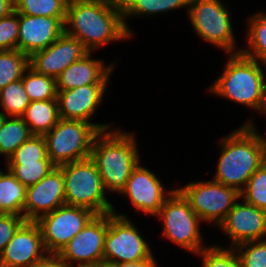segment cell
I'll use <instances>...</instances> for the list:
<instances>
[{
	"label": "cell",
	"mask_w": 266,
	"mask_h": 267,
	"mask_svg": "<svg viewBox=\"0 0 266 267\" xmlns=\"http://www.w3.org/2000/svg\"><path fill=\"white\" fill-rule=\"evenodd\" d=\"M115 65L111 63L105 66L100 59H92L91 52H88L56 78L57 90L74 89L90 84H108Z\"/></svg>",
	"instance_id": "cell-20"
},
{
	"label": "cell",
	"mask_w": 266,
	"mask_h": 267,
	"mask_svg": "<svg viewBox=\"0 0 266 267\" xmlns=\"http://www.w3.org/2000/svg\"><path fill=\"white\" fill-rule=\"evenodd\" d=\"M14 11V0H0V18L7 17Z\"/></svg>",
	"instance_id": "cell-38"
},
{
	"label": "cell",
	"mask_w": 266,
	"mask_h": 267,
	"mask_svg": "<svg viewBox=\"0 0 266 267\" xmlns=\"http://www.w3.org/2000/svg\"><path fill=\"white\" fill-rule=\"evenodd\" d=\"M196 255L201 256L203 267H241L239 257L232 247L207 246Z\"/></svg>",
	"instance_id": "cell-33"
},
{
	"label": "cell",
	"mask_w": 266,
	"mask_h": 267,
	"mask_svg": "<svg viewBox=\"0 0 266 267\" xmlns=\"http://www.w3.org/2000/svg\"><path fill=\"white\" fill-rule=\"evenodd\" d=\"M140 164L139 162L132 170L131 176L120 193L130 199V203L137 211L155 216L175 190L164 189L157 175Z\"/></svg>",
	"instance_id": "cell-13"
},
{
	"label": "cell",
	"mask_w": 266,
	"mask_h": 267,
	"mask_svg": "<svg viewBox=\"0 0 266 267\" xmlns=\"http://www.w3.org/2000/svg\"><path fill=\"white\" fill-rule=\"evenodd\" d=\"M135 135L121 129L100 131L94 138L90 158L94 161L106 191L124 189L132 170L140 162Z\"/></svg>",
	"instance_id": "cell-3"
},
{
	"label": "cell",
	"mask_w": 266,
	"mask_h": 267,
	"mask_svg": "<svg viewBox=\"0 0 266 267\" xmlns=\"http://www.w3.org/2000/svg\"><path fill=\"white\" fill-rule=\"evenodd\" d=\"M69 0H14L18 14L66 18Z\"/></svg>",
	"instance_id": "cell-28"
},
{
	"label": "cell",
	"mask_w": 266,
	"mask_h": 267,
	"mask_svg": "<svg viewBox=\"0 0 266 267\" xmlns=\"http://www.w3.org/2000/svg\"><path fill=\"white\" fill-rule=\"evenodd\" d=\"M4 117L0 127V155L5 161L33 134L22 117Z\"/></svg>",
	"instance_id": "cell-24"
},
{
	"label": "cell",
	"mask_w": 266,
	"mask_h": 267,
	"mask_svg": "<svg viewBox=\"0 0 266 267\" xmlns=\"http://www.w3.org/2000/svg\"><path fill=\"white\" fill-rule=\"evenodd\" d=\"M234 250L241 267H266V239L241 243Z\"/></svg>",
	"instance_id": "cell-34"
},
{
	"label": "cell",
	"mask_w": 266,
	"mask_h": 267,
	"mask_svg": "<svg viewBox=\"0 0 266 267\" xmlns=\"http://www.w3.org/2000/svg\"><path fill=\"white\" fill-rule=\"evenodd\" d=\"M4 117H5L4 114H2V112L0 111V127L2 125Z\"/></svg>",
	"instance_id": "cell-42"
},
{
	"label": "cell",
	"mask_w": 266,
	"mask_h": 267,
	"mask_svg": "<svg viewBox=\"0 0 266 267\" xmlns=\"http://www.w3.org/2000/svg\"><path fill=\"white\" fill-rule=\"evenodd\" d=\"M22 118L33 135H44L60 120L57 99L30 101Z\"/></svg>",
	"instance_id": "cell-21"
},
{
	"label": "cell",
	"mask_w": 266,
	"mask_h": 267,
	"mask_svg": "<svg viewBox=\"0 0 266 267\" xmlns=\"http://www.w3.org/2000/svg\"><path fill=\"white\" fill-rule=\"evenodd\" d=\"M178 190L202 222H212L217 226L241 198L238 190L214 180L191 182Z\"/></svg>",
	"instance_id": "cell-10"
},
{
	"label": "cell",
	"mask_w": 266,
	"mask_h": 267,
	"mask_svg": "<svg viewBox=\"0 0 266 267\" xmlns=\"http://www.w3.org/2000/svg\"><path fill=\"white\" fill-rule=\"evenodd\" d=\"M88 52L77 38L64 32L46 49L34 52L29 57V66L39 74L56 79L68 66Z\"/></svg>",
	"instance_id": "cell-15"
},
{
	"label": "cell",
	"mask_w": 266,
	"mask_h": 267,
	"mask_svg": "<svg viewBox=\"0 0 266 267\" xmlns=\"http://www.w3.org/2000/svg\"><path fill=\"white\" fill-rule=\"evenodd\" d=\"M30 104L22 79L9 83L0 90V107L6 117H22Z\"/></svg>",
	"instance_id": "cell-27"
},
{
	"label": "cell",
	"mask_w": 266,
	"mask_h": 267,
	"mask_svg": "<svg viewBox=\"0 0 266 267\" xmlns=\"http://www.w3.org/2000/svg\"><path fill=\"white\" fill-rule=\"evenodd\" d=\"M257 111L262 112V114H266V80L264 81L261 101Z\"/></svg>",
	"instance_id": "cell-40"
},
{
	"label": "cell",
	"mask_w": 266,
	"mask_h": 267,
	"mask_svg": "<svg viewBox=\"0 0 266 267\" xmlns=\"http://www.w3.org/2000/svg\"><path fill=\"white\" fill-rule=\"evenodd\" d=\"M29 66V57L19 50L0 51V90L9 83L22 79Z\"/></svg>",
	"instance_id": "cell-29"
},
{
	"label": "cell",
	"mask_w": 266,
	"mask_h": 267,
	"mask_svg": "<svg viewBox=\"0 0 266 267\" xmlns=\"http://www.w3.org/2000/svg\"><path fill=\"white\" fill-rule=\"evenodd\" d=\"M248 20L247 46L240 52L252 59L263 62L266 67V13L252 14Z\"/></svg>",
	"instance_id": "cell-25"
},
{
	"label": "cell",
	"mask_w": 266,
	"mask_h": 267,
	"mask_svg": "<svg viewBox=\"0 0 266 267\" xmlns=\"http://www.w3.org/2000/svg\"><path fill=\"white\" fill-rule=\"evenodd\" d=\"M25 221L23 216L0 214V254Z\"/></svg>",
	"instance_id": "cell-36"
},
{
	"label": "cell",
	"mask_w": 266,
	"mask_h": 267,
	"mask_svg": "<svg viewBox=\"0 0 266 267\" xmlns=\"http://www.w3.org/2000/svg\"><path fill=\"white\" fill-rule=\"evenodd\" d=\"M65 18L19 14L17 50L30 57L64 33Z\"/></svg>",
	"instance_id": "cell-18"
},
{
	"label": "cell",
	"mask_w": 266,
	"mask_h": 267,
	"mask_svg": "<svg viewBox=\"0 0 266 267\" xmlns=\"http://www.w3.org/2000/svg\"><path fill=\"white\" fill-rule=\"evenodd\" d=\"M265 138L251 120L224 137L220 141L221 154L213 180L241 192L266 161Z\"/></svg>",
	"instance_id": "cell-2"
},
{
	"label": "cell",
	"mask_w": 266,
	"mask_h": 267,
	"mask_svg": "<svg viewBox=\"0 0 266 267\" xmlns=\"http://www.w3.org/2000/svg\"><path fill=\"white\" fill-rule=\"evenodd\" d=\"M107 86V84H90L74 89L57 90L60 119L91 123L89 120L101 104Z\"/></svg>",
	"instance_id": "cell-19"
},
{
	"label": "cell",
	"mask_w": 266,
	"mask_h": 267,
	"mask_svg": "<svg viewBox=\"0 0 266 267\" xmlns=\"http://www.w3.org/2000/svg\"><path fill=\"white\" fill-rule=\"evenodd\" d=\"M135 224L116 210L107 213V232L104 242V260L120 263L156 260L148 243Z\"/></svg>",
	"instance_id": "cell-9"
},
{
	"label": "cell",
	"mask_w": 266,
	"mask_h": 267,
	"mask_svg": "<svg viewBox=\"0 0 266 267\" xmlns=\"http://www.w3.org/2000/svg\"><path fill=\"white\" fill-rule=\"evenodd\" d=\"M30 267H68L58 254H47L44 258L33 263Z\"/></svg>",
	"instance_id": "cell-37"
},
{
	"label": "cell",
	"mask_w": 266,
	"mask_h": 267,
	"mask_svg": "<svg viewBox=\"0 0 266 267\" xmlns=\"http://www.w3.org/2000/svg\"><path fill=\"white\" fill-rule=\"evenodd\" d=\"M63 205H65L63 173L56 166L38 183L26 188L23 217L26 221H36Z\"/></svg>",
	"instance_id": "cell-14"
},
{
	"label": "cell",
	"mask_w": 266,
	"mask_h": 267,
	"mask_svg": "<svg viewBox=\"0 0 266 267\" xmlns=\"http://www.w3.org/2000/svg\"><path fill=\"white\" fill-rule=\"evenodd\" d=\"M6 169L26 188L38 183L56 166L52 161L6 163Z\"/></svg>",
	"instance_id": "cell-30"
},
{
	"label": "cell",
	"mask_w": 266,
	"mask_h": 267,
	"mask_svg": "<svg viewBox=\"0 0 266 267\" xmlns=\"http://www.w3.org/2000/svg\"><path fill=\"white\" fill-rule=\"evenodd\" d=\"M240 197L258 209L266 211V161L247 181Z\"/></svg>",
	"instance_id": "cell-32"
},
{
	"label": "cell",
	"mask_w": 266,
	"mask_h": 267,
	"mask_svg": "<svg viewBox=\"0 0 266 267\" xmlns=\"http://www.w3.org/2000/svg\"><path fill=\"white\" fill-rule=\"evenodd\" d=\"M155 217L164 222L163 236L183 249L198 254L207 248L202 245L199 228L202 221L178 189L169 195Z\"/></svg>",
	"instance_id": "cell-7"
},
{
	"label": "cell",
	"mask_w": 266,
	"mask_h": 267,
	"mask_svg": "<svg viewBox=\"0 0 266 267\" xmlns=\"http://www.w3.org/2000/svg\"><path fill=\"white\" fill-rule=\"evenodd\" d=\"M58 167L63 173L66 205L85 207L96 214L115 210L107 200L101 176L90 157Z\"/></svg>",
	"instance_id": "cell-6"
},
{
	"label": "cell",
	"mask_w": 266,
	"mask_h": 267,
	"mask_svg": "<svg viewBox=\"0 0 266 267\" xmlns=\"http://www.w3.org/2000/svg\"><path fill=\"white\" fill-rule=\"evenodd\" d=\"M6 170H0V214L23 216L26 187Z\"/></svg>",
	"instance_id": "cell-22"
},
{
	"label": "cell",
	"mask_w": 266,
	"mask_h": 267,
	"mask_svg": "<svg viewBox=\"0 0 266 267\" xmlns=\"http://www.w3.org/2000/svg\"><path fill=\"white\" fill-rule=\"evenodd\" d=\"M95 215L88 208L65 204L36 220L47 252L58 254Z\"/></svg>",
	"instance_id": "cell-11"
},
{
	"label": "cell",
	"mask_w": 266,
	"mask_h": 267,
	"mask_svg": "<svg viewBox=\"0 0 266 267\" xmlns=\"http://www.w3.org/2000/svg\"><path fill=\"white\" fill-rule=\"evenodd\" d=\"M119 267H158L156 260H142L137 262L120 263Z\"/></svg>",
	"instance_id": "cell-39"
},
{
	"label": "cell",
	"mask_w": 266,
	"mask_h": 267,
	"mask_svg": "<svg viewBox=\"0 0 266 267\" xmlns=\"http://www.w3.org/2000/svg\"><path fill=\"white\" fill-rule=\"evenodd\" d=\"M112 124L88 123L82 120H64L43 135L47 156L55 166L90 157L94 138Z\"/></svg>",
	"instance_id": "cell-5"
},
{
	"label": "cell",
	"mask_w": 266,
	"mask_h": 267,
	"mask_svg": "<svg viewBox=\"0 0 266 267\" xmlns=\"http://www.w3.org/2000/svg\"><path fill=\"white\" fill-rule=\"evenodd\" d=\"M22 82L30 101L57 99L56 79L37 73L28 66L23 75Z\"/></svg>",
	"instance_id": "cell-26"
},
{
	"label": "cell",
	"mask_w": 266,
	"mask_h": 267,
	"mask_svg": "<svg viewBox=\"0 0 266 267\" xmlns=\"http://www.w3.org/2000/svg\"><path fill=\"white\" fill-rule=\"evenodd\" d=\"M228 56L223 73L209 87V91L257 110L266 78L260 61L241 52Z\"/></svg>",
	"instance_id": "cell-4"
},
{
	"label": "cell",
	"mask_w": 266,
	"mask_h": 267,
	"mask_svg": "<svg viewBox=\"0 0 266 267\" xmlns=\"http://www.w3.org/2000/svg\"><path fill=\"white\" fill-rule=\"evenodd\" d=\"M51 161L47 156L46 142L43 135H32L7 159L6 163H30Z\"/></svg>",
	"instance_id": "cell-31"
},
{
	"label": "cell",
	"mask_w": 266,
	"mask_h": 267,
	"mask_svg": "<svg viewBox=\"0 0 266 267\" xmlns=\"http://www.w3.org/2000/svg\"><path fill=\"white\" fill-rule=\"evenodd\" d=\"M92 267H119V264L114 263V262H110V261H106V260H102Z\"/></svg>",
	"instance_id": "cell-41"
},
{
	"label": "cell",
	"mask_w": 266,
	"mask_h": 267,
	"mask_svg": "<svg viewBox=\"0 0 266 267\" xmlns=\"http://www.w3.org/2000/svg\"><path fill=\"white\" fill-rule=\"evenodd\" d=\"M106 232L107 213L96 214L58 255L68 267H92L104 260Z\"/></svg>",
	"instance_id": "cell-12"
},
{
	"label": "cell",
	"mask_w": 266,
	"mask_h": 267,
	"mask_svg": "<svg viewBox=\"0 0 266 267\" xmlns=\"http://www.w3.org/2000/svg\"><path fill=\"white\" fill-rule=\"evenodd\" d=\"M19 14L14 11L0 18V51L17 49Z\"/></svg>",
	"instance_id": "cell-35"
},
{
	"label": "cell",
	"mask_w": 266,
	"mask_h": 267,
	"mask_svg": "<svg viewBox=\"0 0 266 267\" xmlns=\"http://www.w3.org/2000/svg\"><path fill=\"white\" fill-rule=\"evenodd\" d=\"M64 32L77 38L92 53L113 41L131 37L124 24L120 0H69Z\"/></svg>",
	"instance_id": "cell-1"
},
{
	"label": "cell",
	"mask_w": 266,
	"mask_h": 267,
	"mask_svg": "<svg viewBox=\"0 0 266 267\" xmlns=\"http://www.w3.org/2000/svg\"><path fill=\"white\" fill-rule=\"evenodd\" d=\"M47 254L39 225L25 221L0 254V267H30Z\"/></svg>",
	"instance_id": "cell-17"
},
{
	"label": "cell",
	"mask_w": 266,
	"mask_h": 267,
	"mask_svg": "<svg viewBox=\"0 0 266 267\" xmlns=\"http://www.w3.org/2000/svg\"><path fill=\"white\" fill-rule=\"evenodd\" d=\"M231 240V246L266 239V211L243 201L236 202L218 226Z\"/></svg>",
	"instance_id": "cell-16"
},
{
	"label": "cell",
	"mask_w": 266,
	"mask_h": 267,
	"mask_svg": "<svg viewBox=\"0 0 266 267\" xmlns=\"http://www.w3.org/2000/svg\"><path fill=\"white\" fill-rule=\"evenodd\" d=\"M189 1L190 0H120L125 27L132 36V31L125 20L129 16L159 15V13L174 11L181 7L188 8Z\"/></svg>",
	"instance_id": "cell-23"
},
{
	"label": "cell",
	"mask_w": 266,
	"mask_h": 267,
	"mask_svg": "<svg viewBox=\"0 0 266 267\" xmlns=\"http://www.w3.org/2000/svg\"><path fill=\"white\" fill-rule=\"evenodd\" d=\"M225 6L221 0H190L188 17L196 34L203 40L228 54L239 53L240 49L235 50L230 12Z\"/></svg>",
	"instance_id": "cell-8"
}]
</instances>
